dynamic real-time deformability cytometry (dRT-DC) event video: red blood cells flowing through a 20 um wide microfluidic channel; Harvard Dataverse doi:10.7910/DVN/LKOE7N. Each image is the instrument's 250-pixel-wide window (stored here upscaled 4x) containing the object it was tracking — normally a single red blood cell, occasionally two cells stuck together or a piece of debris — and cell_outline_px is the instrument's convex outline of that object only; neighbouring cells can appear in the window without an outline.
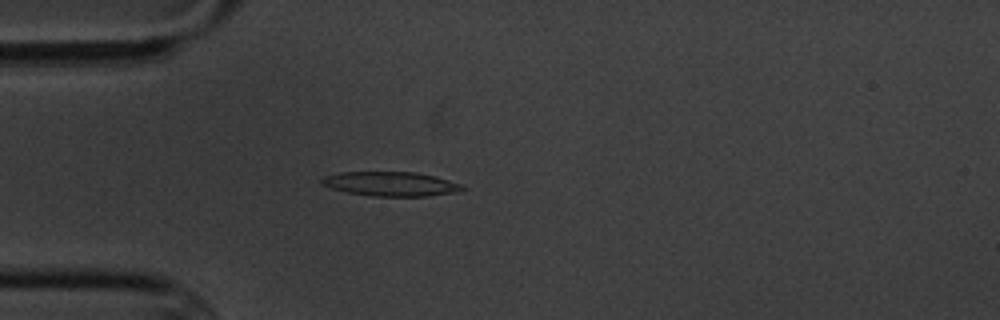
{"species": "common noctule bat (a hibernating species)", "species_latin": "Nyctalus noctula", "temperature_condition": "cold", "stored_images_in_passage": 5, "camera_frame_rate_fps": 3000, "um_per_image_px": 0.085, "animal": {"sex": "male", "body_mass_g": 20.1, "forearm_length_mm": 53.5}, "frame": {"image": 1, "passage_image": 4, "time_ms": 4.667, "image_size_px": [1000, 320], "cell_outline_px": [[464, 188], [452, 192], [428, 196], [372, 196], [348, 192], [332, 188], [320, 184], [320, 180], [324, 176], [340, 172], [416, 172], [436, 176], [464, 184]], "centroid_in_image_um": [33.2, 15.62], "position_along_channel_um": 51.8, "area_um2": 19.88}}